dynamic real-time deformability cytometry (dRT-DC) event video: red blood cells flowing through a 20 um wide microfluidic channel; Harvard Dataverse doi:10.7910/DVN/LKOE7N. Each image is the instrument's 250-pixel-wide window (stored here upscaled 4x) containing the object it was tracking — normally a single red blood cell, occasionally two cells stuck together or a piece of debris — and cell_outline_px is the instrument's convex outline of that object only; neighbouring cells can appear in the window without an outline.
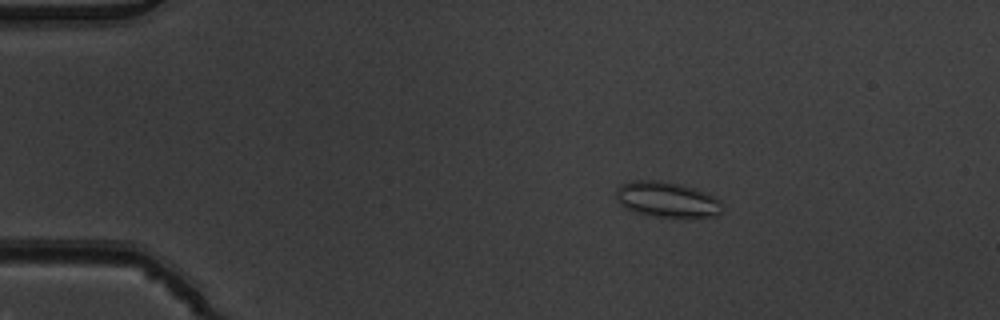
{"species": "common noctule bat (a hibernating species)", "species_latin": "Nyctalus noctula", "temperature_condition": "warm", "stored_images_in_passage": 5, "camera_frame_rate_fps": 3000, "um_per_image_px": 0.085, "animal": {"sex": "male", "body_mass_g": 19.5, "forearm_length_mm": 54.6}, "frame": {"image": 1, "passage_image": 3, "time_ms": 0.667, "image_size_px": [1000, 320], "cell_outline_px": [[724, 208], [716, 216], [688, 220], [672, 220], [632, 212], [624, 208], [620, 204], [616, 196], [616, 188], [620, 184], [632, 180], [656, 180], [680, 184], [696, 188], [720, 200], [724, 204]], "centroid_in_image_um": [56.72, 17.02], "position_along_channel_um": 28.3, "area_um2": 23.18}}
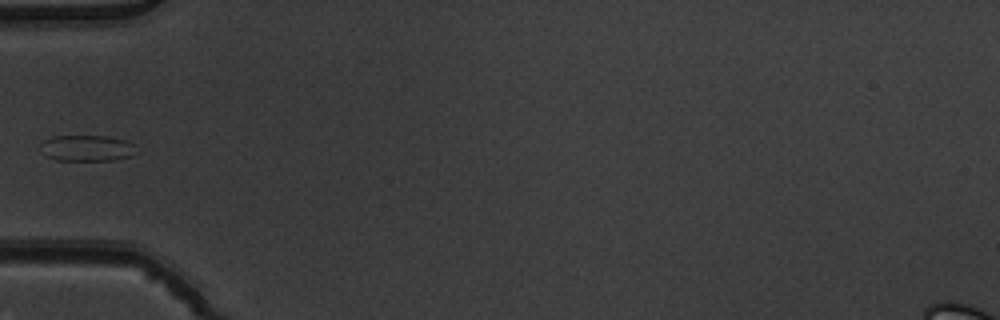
{"frame": {"image": 2, "passage_image": 5, "time_ms": 1.333, "image_size_px": [1000, 320], "cell_outline_px": [[132, 156], [116, 160], [56, 160], [44, 156], [40, 152], [40, 144], [44, 140], [52, 136], [104, 136], [124, 140], [132, 144]], "centroid_in_image_um": [7.27, 12.6], "position_along_channel_um": 77.7, "area_um2": 14.45}}